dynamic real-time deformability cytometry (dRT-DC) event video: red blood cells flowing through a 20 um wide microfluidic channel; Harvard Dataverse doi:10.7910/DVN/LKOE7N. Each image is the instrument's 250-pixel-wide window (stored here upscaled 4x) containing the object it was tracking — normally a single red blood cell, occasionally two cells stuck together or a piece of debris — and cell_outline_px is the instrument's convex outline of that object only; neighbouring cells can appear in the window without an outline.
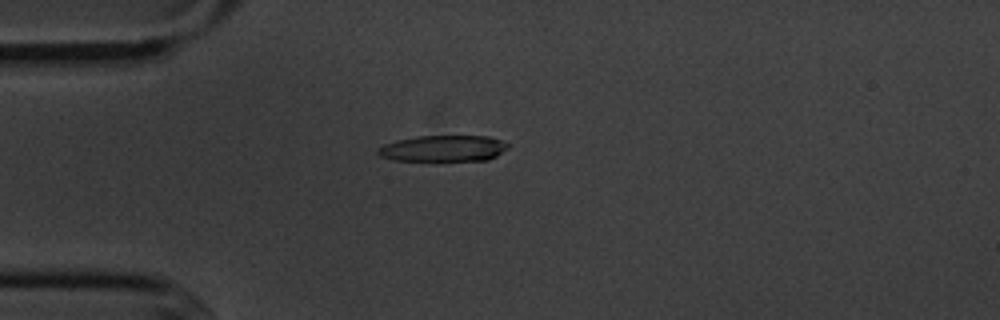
{"species": "common noctule bat (a hibernating species)", "species_latin": "Nyctalus noctula", "temperature_condition": "cold", "stored_images_in_passage": 56, "camera_frame_rate_fps": 3000, "um_per_image_px": 0.085, "animal": {"sex": "male", "body_mass_g": 20.1, "forearm_length_mm": 53.5}, "frame": {"image": 1, "passage_image": 15, "time_ms": 4.667, "image_size_px": [1000, 320], "cell_outline_px": [[508, 148], [496, 156], [488, 160], [396, 160], [380, 156], [376, 152], [376, 148], [384, 144], [396, 140], [416, 136], [488, 136], [500, 140], [508, 144]], "centroid_in_image_um": [37.65, 12.61], "position_along_channel_um": 47.3, "area_um2": 19.77}}
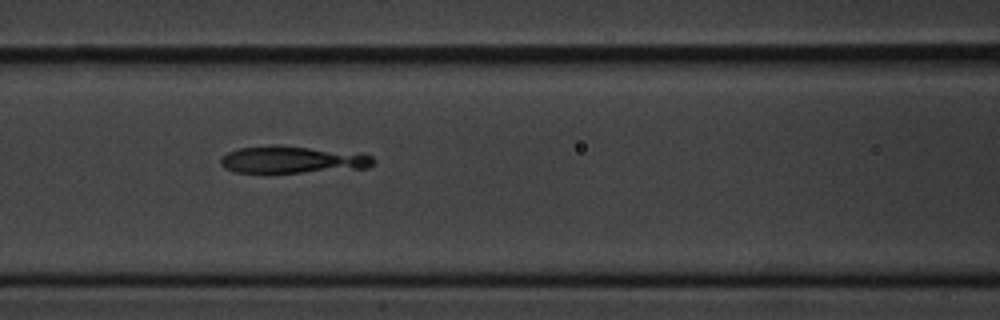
{"frame": {"image": 2, "passage_image": 24, "time_ms": 7.667, "image_size_px": [1000, 320], "cell_outline_px": [[376, 160], [368, 168], [300, 172], [232, 172], [224, 168], [220, 164], [220, 156], [228, 152], [240, 148], [272, 144], [364, 152], [372, 156]], "centroid_in_image_um": [24.89, 13.55], "position_along_channel_um": 141.7, "area_um2": 24.62}}
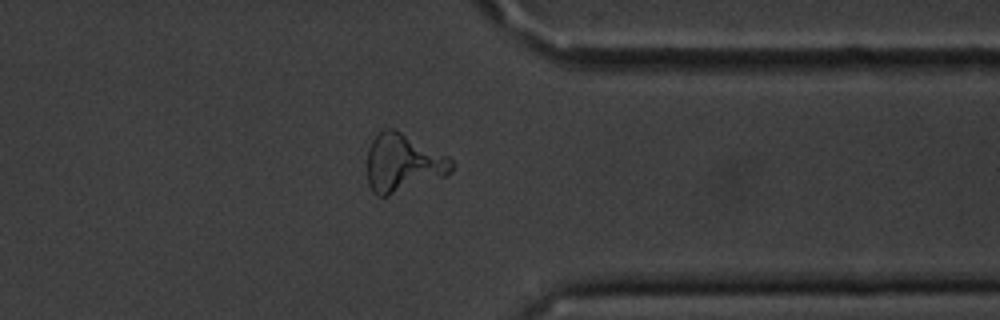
{"frame": {"image": 3, "passage_image": 44, "time_ms": 14.333, "image_size_px": [1000, 320], "cell_outline_px": [[456, 164], [452, 172], [444, 176], [388, 196], [376, 196], [372, 192], [368, 184], [368, 148], [372, 140], [384, 128], [392, 128], [448, 156]], "centroid_in_image_um": [34.25, 13.88], "position_along_channel_um": 377.1, "area_um2": 28.32}}